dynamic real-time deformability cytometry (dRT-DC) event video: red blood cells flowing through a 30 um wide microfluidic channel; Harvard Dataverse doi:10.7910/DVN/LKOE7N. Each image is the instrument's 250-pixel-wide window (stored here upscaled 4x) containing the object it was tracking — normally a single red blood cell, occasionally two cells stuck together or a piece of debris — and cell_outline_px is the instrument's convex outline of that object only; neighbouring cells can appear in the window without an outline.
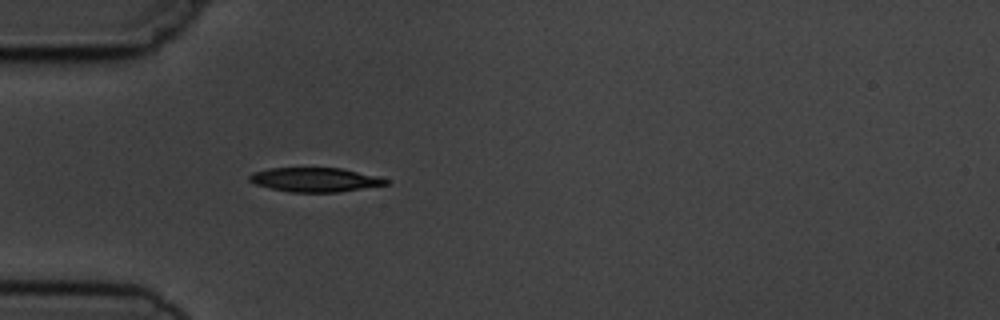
{"species": "common noctule bat (a hibernating species)", "species_latin": "Nyctalus noctula", "temperature_condition": "cold", "stored_images_in_passage": 3, "camera_frame_rate_fps": 3000, "um_per_image_px": 0.085, "animal": {"sex": "male", "body_mass_g": 19.5, "forearm_length_mm": 54.6}, "frame": {"image": 1, "passage_image": 3, "time_ms": 3.333, "image_size_px": [1000, 320], "cell_outline_px": [[388, 184], [336, 192], [288, 192], [256, 184], [248, 180], [248, 176], [252, 172], [268, 168], [340, 168], [376, 176], [388, 180]], "centroid_in_image_um": [26.71, 15.27], "position_along_channel_um": 58.3, "area_um2": 18.96}}